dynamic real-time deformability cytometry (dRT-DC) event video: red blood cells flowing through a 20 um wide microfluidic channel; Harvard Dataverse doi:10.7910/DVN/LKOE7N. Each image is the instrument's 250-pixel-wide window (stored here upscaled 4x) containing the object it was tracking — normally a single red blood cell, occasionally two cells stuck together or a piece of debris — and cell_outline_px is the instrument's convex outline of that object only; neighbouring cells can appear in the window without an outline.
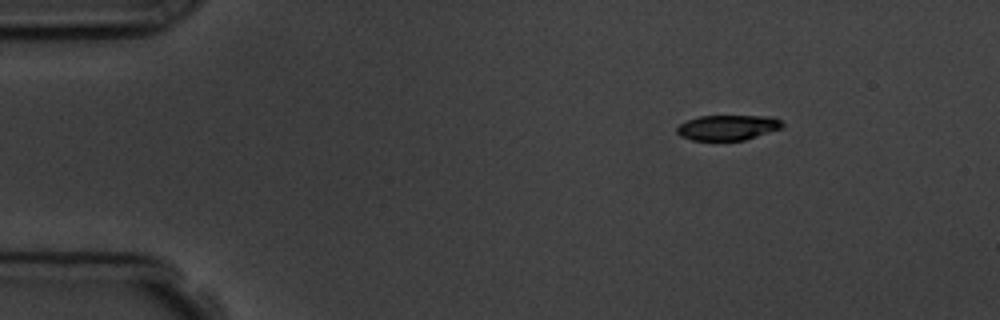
{"species": "common noctule bat (a hibernating species)", "species_latin": "Nyctalus noctula", "temperature_condition": "room temperature", "stored_images_in_passage": 3, "camera_frame_rate_fps": 3000, "um_per_image_px": 0.085, "animal": {"sex": "male", "body_mass_g": 19.5, "forearm_length_mm": 54.6}, "frame": {"image": 1, "passage_image": 1, "time_ms": 0.0, "image_size_px": [1000, 320], "cell_outline_px": [[784, 128], [744, 140], [692, 140], [680, 136], [676, 132], [676, 128], [680, 124], [688, 120], [700, 116], [772, 116], [780, 120], [784, 124]], "centroid_in_image_um": [61.88, 10.84], "position_along_channel_um": 23.1, "area_um2": 15.55}}
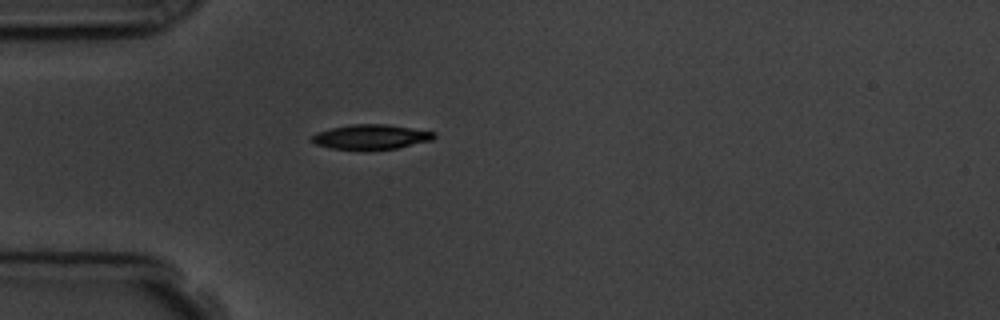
{"frame": {"image": 2, "passage_image": 3, "time_ms": 2.667, "image_size_px": [1000, 320], "cell_outline_px": [[436, 136], [432, 140], [400, 148], [332, 148], [316, 144], [312, 140], [312, 136], [316, 132], [332, 128], [352, 124], [388, 124], [436, 132]], "centroid_in_image_um": [31.6, 11.61], "position_along_channel_um": 53.4, "area_um2": 17.22}}